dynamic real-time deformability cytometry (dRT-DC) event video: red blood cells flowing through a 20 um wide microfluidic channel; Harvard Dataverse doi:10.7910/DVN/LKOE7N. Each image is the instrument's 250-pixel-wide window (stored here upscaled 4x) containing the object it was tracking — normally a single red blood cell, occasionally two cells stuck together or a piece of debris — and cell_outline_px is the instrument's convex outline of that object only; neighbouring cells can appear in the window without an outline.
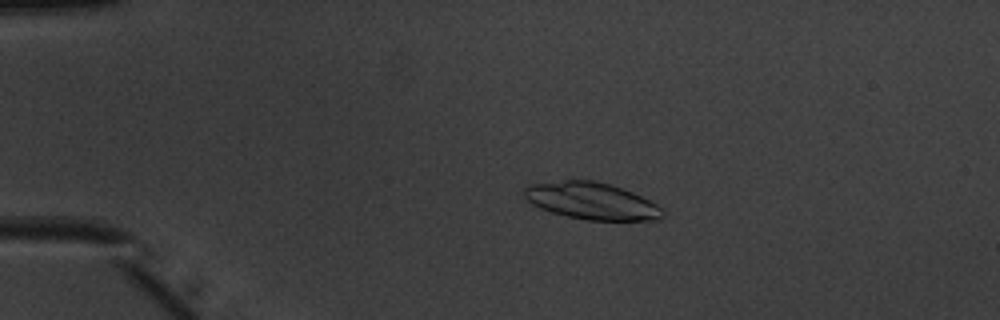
{"species": "common noctule bat (a hibernating species)", "species_latin": "Nyctalus noctula", "temperature_condition": "warm", "stored_images_in_passage": 52, "camera_frame_rate_fps": 3000, "um_per_image_px": 0.085, "animal": {"sex": "male", "body_mass_g": 20.1, "forearm_length_mm": 53.5}, "frame": {"image": 1, "passage_image": 12, "time_ms": 3.667, "image_size_px": [1000, 320], "cell_outline_px": [[668, 216], [656, 220], [588, 220], [568, 216], [552, 212], [540, 208], [532, 204], [524, 196], [524, 188], [528, 184], [564, 180], [596, 180], [632, 192], [656, 204]], "centroid_in_image_um": [50.28, 17.08], "position_along_channel_um": 34.7, "area_um2": 29.65}}
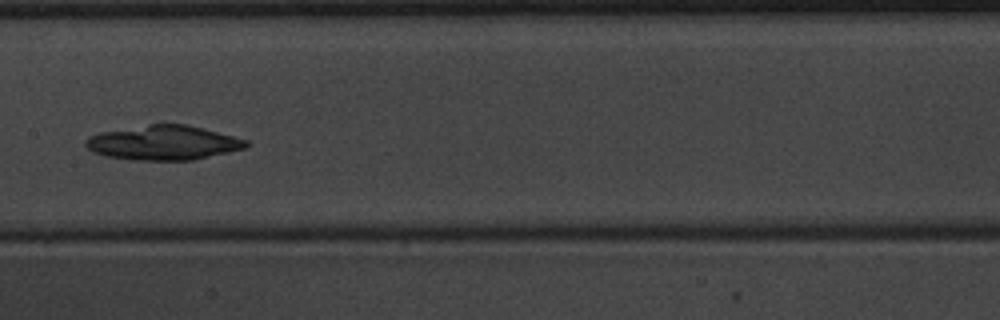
{"frame": {"image": 2, "passage_image": 28, "time_ms": 9.0, "image_size_px": [1000, 320], "cell_outline_px": [[252, 144], [248, 148], [192, 160], [132, 160], [104, 156], [92, 152], [84, 144], [84, 140], [88, 136], [100, 132], [148, 124], [188, 124], [248, 140]], "centroid_in_image_um": [13.89, 12.13], "position_along_channel_um": 193.5, "area_um2": 32.6}}
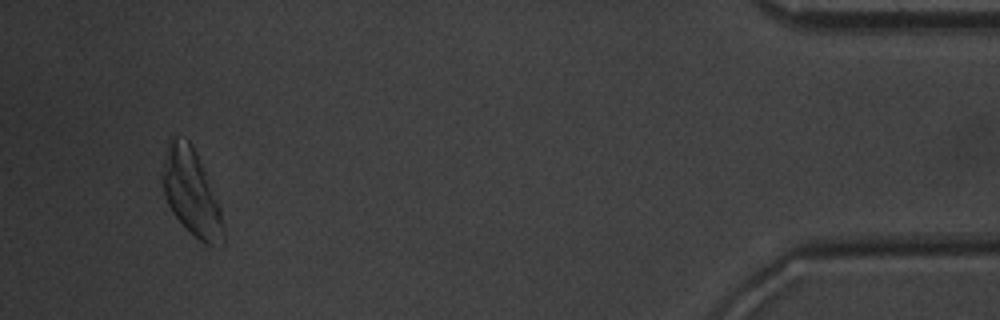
{"frame": {"image": 3, "passage_image": 50, "time_ms": 16.333, "image_size_px": [1000, 320], "cell_outline_px": [[224, 244], [204, 244], [172, 212], [164, 196], [160, 180], [160, 172], [168, 140], [172, 136], [176, 136], [188, 140], [192, 144], [196, 152], [220, 208], [224, 224]], "centroid_in_image_um": [16.22, 16.32], "position_along_channel_um": 419.0, "area_um2": 30.46}}